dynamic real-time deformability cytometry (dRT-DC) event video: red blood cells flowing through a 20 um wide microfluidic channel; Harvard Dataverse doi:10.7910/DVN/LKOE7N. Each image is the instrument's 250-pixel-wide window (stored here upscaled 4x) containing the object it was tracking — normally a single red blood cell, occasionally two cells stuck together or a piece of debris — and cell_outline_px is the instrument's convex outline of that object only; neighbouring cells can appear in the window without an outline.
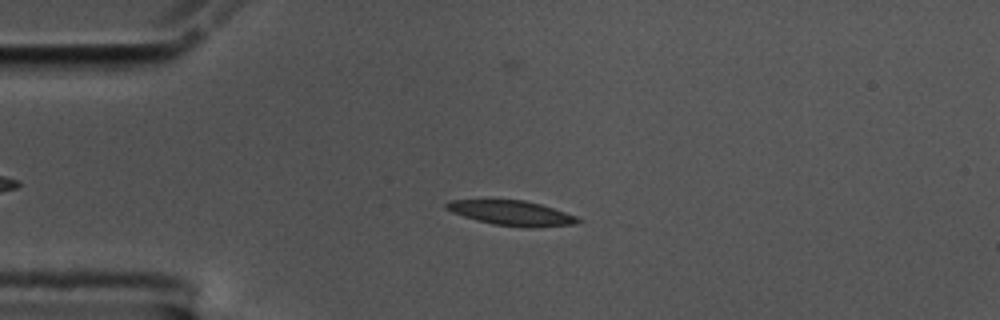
{"species": "common noctule bat (a hibernating species)", "species_latin": "Nyctalus noctula", "temperature_condition": "cold", "stored_images_in_passage": 56, "camera_frame_rate_fps": 3000, "um_per_image_px": 0.085, "animal": {"sex": "male", "body_mass_g": 17.5, "forearm_length_mm": 52.3}, "frame": {"image": 1, "passage_image": 13, "time_ms": 4.0, "image_size_px": [1000, 320], "cell_outline_px": [[584, 220], [576, 224], [532, 228], [528, 228], [492, 224], [476, 220], [452, 212], [444, 208], [444, 204], [452, 200], [524, 200], [540, 204], [576, 216]], "centroid_in_image_um": [43.51, 18.12], "position_along_channel_um": 41.5, "area_um2": 19.02}}
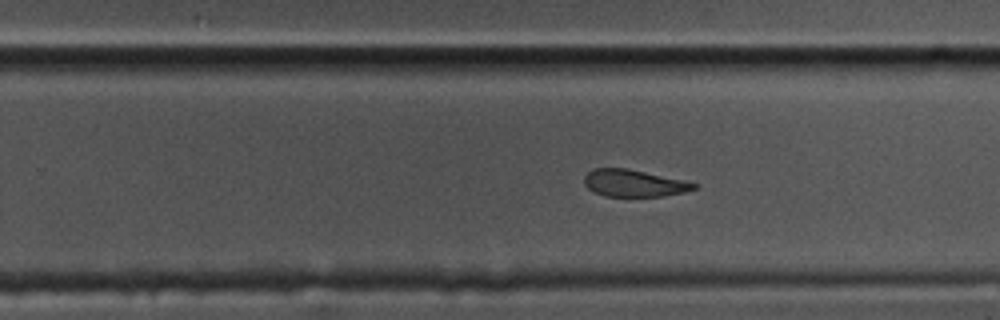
{"frame": {"image": 2, "passage_image": 35, "time_ms": 11.333, "image_size_px": [1000, 320], "cell_outline_px": [[696, 188], [684, 192], [664, 196], [604, 196], [588, 188], [584, 184], [584, 176], [592, 168], [624, 168], [684, 180], [696, 184]], "centroid_in_image_um": [53.85, 15.57], "position_along_channel_um": 276.0, "area_um2": 17.05}}
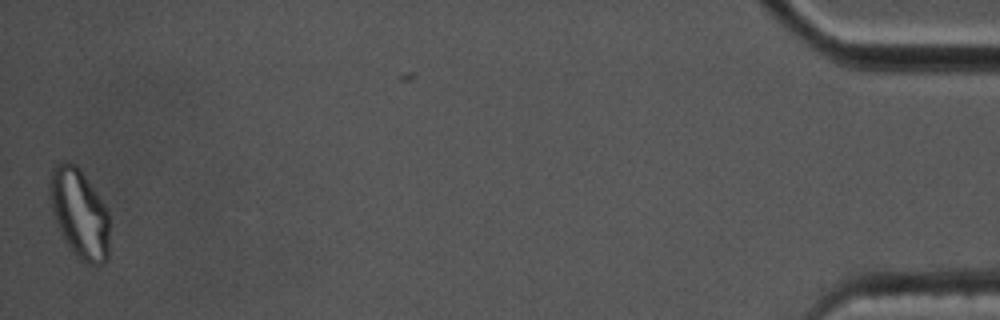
{"frame": {"image": 3, "passage_image": 56, "time_ms": 18.333, "image_size_px": [1000, 320], "cell_outline_px": [[108, 260], [104, 264], [88, 264], [80, 260], [72, 252], [64, 240], [52, 212], [48, 188], [48, 184], [52, 168], [56, 164], [64, 160], [68, 160], [76, 164], [104, 204], [108, 212]], "centroid_in_image_um": [6.72, 18.14], "position_along_channel_um": 428.5, "area_um2": 31.15}, "authors_computed_cell_mechanics": {"area_um2": 19.1029, "velocity_mm_per_s": 3.5152, "shape_relaxation_time_tau1_ms": 9.8014, "shape_relaxation_time_tau2_ms": 2.8052, "deformation_change_tau1": 0.2173, "deformation_change_tau2": 0.0934}}